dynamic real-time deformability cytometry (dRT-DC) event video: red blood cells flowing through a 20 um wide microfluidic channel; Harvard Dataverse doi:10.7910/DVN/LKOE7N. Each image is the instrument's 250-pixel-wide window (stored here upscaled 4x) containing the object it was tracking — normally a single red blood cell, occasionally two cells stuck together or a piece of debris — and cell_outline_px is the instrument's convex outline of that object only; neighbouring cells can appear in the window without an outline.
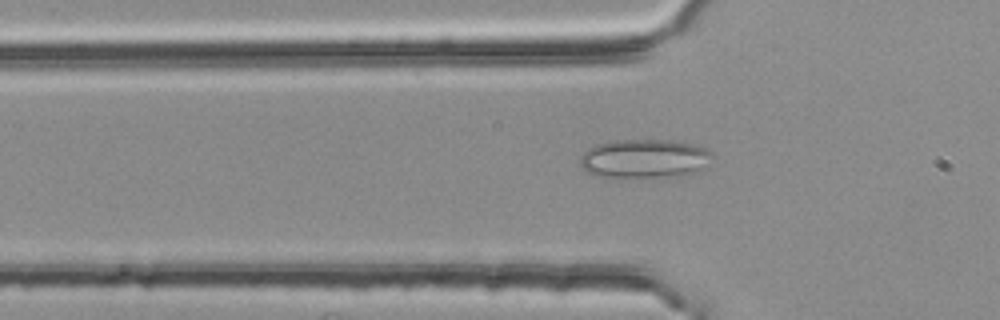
{"species": "common noctule bat (a hibernating species)", "species_latin": "Nyctalus noctula", "temperature_condition": "room temperature", "stored_images_in_passage": 53, "camera_frame_rate_fps": 3000, "um_per_image_px": 0.085, "animal": {"sex": "female", "body_mass_g": 25.1}, "frame": {"image": 1, "passage_image": 17, "time_ms": 5.333, "image_size_px": [1000, 320], "cell_outline_px": [[712, 156], [696, 172], [676, 176], [592, 176], [580, 168], [580, 160], [584, 152], [588, 148], [596, 144], [616, 140], [668, 140], [692, 144], [704, 148], [712, 152]], "centroid_in_image_um": [54.7, 13.47], "position_along_channel_um": 71.1, "area_um2": 29.48}}
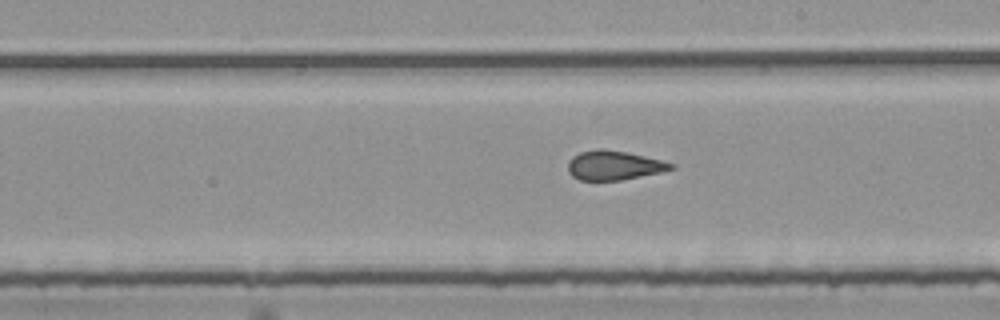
{"frame": {"image": 2, "passage_image": 30, "time_ms": 9.667, "image_size_px": [1000, 320], "cell_outline_px": [[676, 168], [660, 172], [620, 180], [580, 180], [572, 176], [568, 172], [568, 160], [572, 156], [580, 152], [600, 148], [604, 148], [628, 152], [676, 164]], "centroid_in_image_um": [52.16, 14.04], "position_along_channel_um": 236.8, "area_um2": 17.63}}
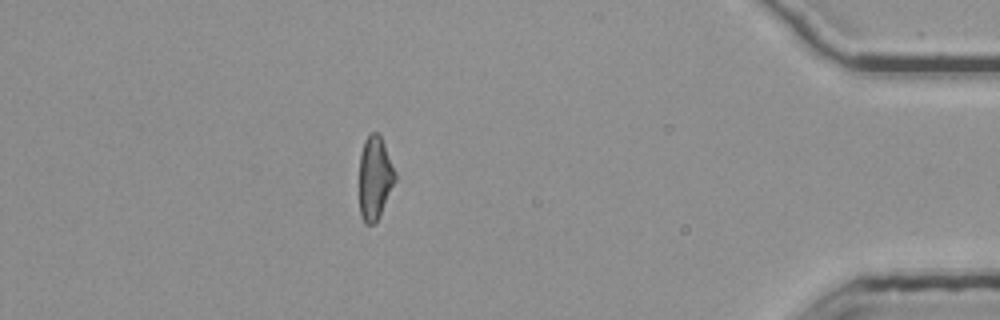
{"frame": {"image": 3, "passage_image": 47, "time_ms": 15.333, "image_size_px": [1000, 320], "cell_outline_px": [[396, 180], [380, 216], [372, 224], [364, 224], [360, 216], [360, 152], [364, 140], [372, 132], [376, 132], [380, 136], [384, 144], [396, 172]], "centroid_in_image_um": [31.86, 15.14], "position_along_channel_um": 403.3, "area_um2": 17.4}, "authors_computed_cell_mechanics": {"area_um2": 18.4382, "velocity_mm_per_s": 3.802, "shape_relaxation_time_tau1_ms": null, "shape_relaxation_time_tau2_ms": 1.4233, "deformation_change_tau1": null, "deformation_change_tau2": 0.1032}}